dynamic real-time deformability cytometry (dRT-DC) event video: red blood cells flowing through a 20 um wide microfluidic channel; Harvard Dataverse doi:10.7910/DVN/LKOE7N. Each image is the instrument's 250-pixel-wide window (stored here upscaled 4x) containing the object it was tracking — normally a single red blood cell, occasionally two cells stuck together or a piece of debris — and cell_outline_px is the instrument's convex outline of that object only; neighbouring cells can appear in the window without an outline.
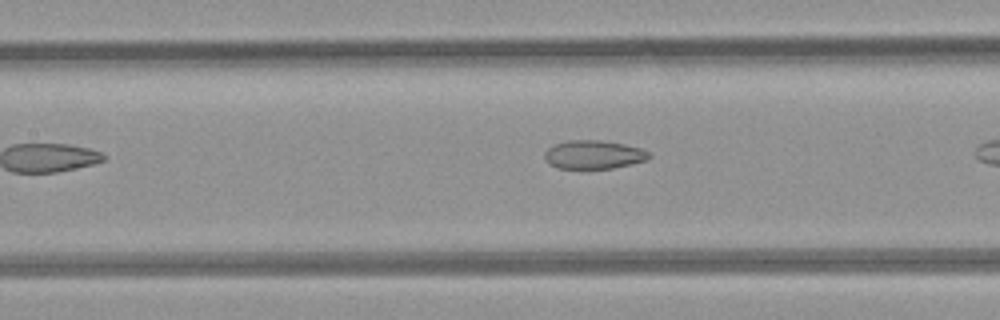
{"species": "common noctule bat (a hibernating species)", "species_latin": "Nyctalus noctula", "temperature_condition": "room temperature", "stored_images_in_passage": 8, "segment_of_instrument_passage": [1, 2], "camera_frame_rate_fps": 3000, "um_per_image_px": 0.085, "animal": {"sex": "female", "body_mass_g": 21.9}, "frame": {"image": 1, "passage_image": 5, "time_ms": 5.667, "image_size_px": [1000, 320], "cell_outline_px": [[652, 156], [648, 160], [632, 164], [612, 168], [556, 168], [548, 164], [544, 156], [544, 152], [552, 144], [568, 140], [600, 140], [624, 144], [640, 148], [648, 152]], "centroid_in_image_um": [50.44, 13.14], "position_along_channel_um": 157.0, "area_um2": 17.51}}
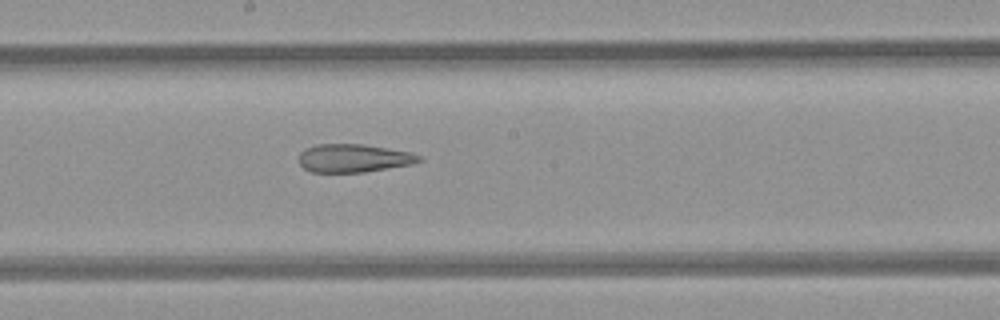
{"frame": {"image": 2, "passage_image": 7, "time_ms": 8.0, "image_size_px": [1000, 320], "cell_outline_px": [[424, 160], [412, 164], [364, 172], [312, 172], [304, 168], [300, 164], [300, 152], [316, 144], [364, 144], [412, 152], [420, 156]], "centroid_in_image_um": [30.1, 13.44], "position_along_channel_um": 218.1, "area_um2": 19.71}}